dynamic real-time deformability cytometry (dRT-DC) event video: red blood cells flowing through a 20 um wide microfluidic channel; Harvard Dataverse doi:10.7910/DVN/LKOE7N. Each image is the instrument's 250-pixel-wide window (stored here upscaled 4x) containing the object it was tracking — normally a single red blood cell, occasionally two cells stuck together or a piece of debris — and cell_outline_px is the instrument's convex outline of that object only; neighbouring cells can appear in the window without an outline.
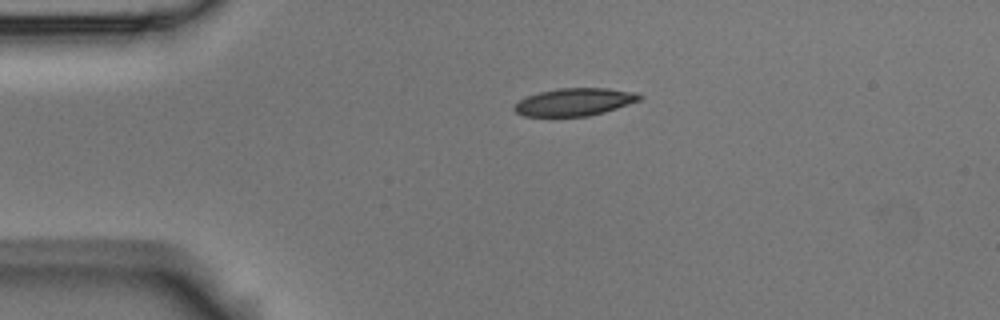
{"species": "Egyptian fruit bat (a non-hibernating species)", "species_latin": "Rousettus aegyptiacus", "temperature_condition": "room temperature", "stored_images_in_passage": 2, "camera_frame_rate_fps": 3000, "um_per_image_px": 0.085, "animal": {"sex": "male"}, "frame": {"image": 1, "passage_image": 1, "time_ms": 0.0, "image_size_px": [1000, 320], "cell_outline_px": [[644, 96], [640, 100], [604, 112], [588, 116], [524, 116], [516, 112], [512, 108], [520, 100], [528, 96], [540, 92], [560, 88], [608, 88], [636, 92]], "centroid_in_image_um": [48.86, 8.66], "position_along_channel_um": 36.1, "area_um2": 20.0}}
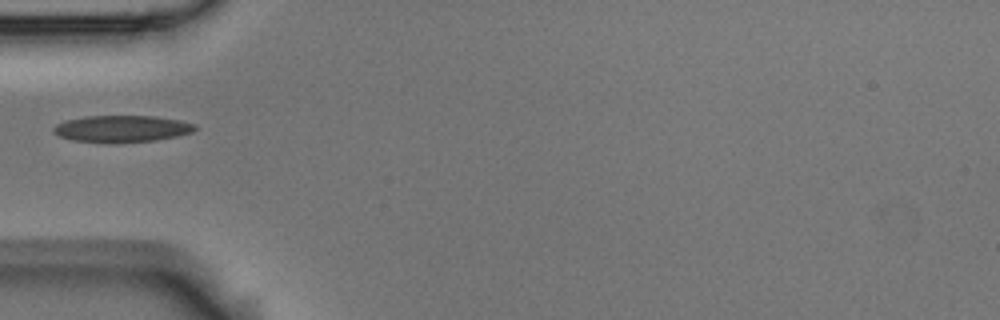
{"frame": {"image": 2, "passage_image": 2, "time_ms": 0.333, "image_size_px": [1000, 320], "cell_outline_px": [[196, 128], [192, 132], [176, 136], [156, 140], [108, 144], [72, 140], [60, 136], [52, 132], [52, 128], [56, 124], [64, 120], [84, 116], [156, 116], [180, 120], [196, 124]], "centroid_in_image_um": [10.31, 10.95], "position_along_channel_um": 74.7, "area_um2": 22.43}}